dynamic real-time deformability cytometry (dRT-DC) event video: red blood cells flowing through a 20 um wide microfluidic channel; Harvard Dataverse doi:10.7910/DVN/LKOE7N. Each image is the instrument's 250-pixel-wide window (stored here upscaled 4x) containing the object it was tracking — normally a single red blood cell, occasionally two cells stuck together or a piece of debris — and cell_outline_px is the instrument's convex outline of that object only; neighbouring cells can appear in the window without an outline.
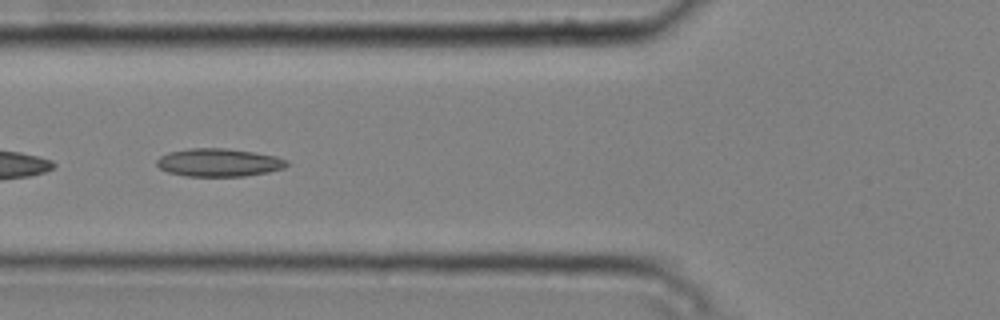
{"species": "common noctule bat (a hibernating species)", "species_latin": "Nyctalus noctula", "temperature_condition": "cold", "stored_images_in_passage": 7, "camera_frame_rate_fps": 3000, "um_per_image_px": 0.085, "animal": {"sex": "male", "body_mass_g": 20.4}, "frame": {"image": 1, "passage_image": 5, "time_ms": 1.333, "image_size_px": [1000, 320], "cell_outline_px": [[288, 164], [284, 168], [268, 172], [244, 176], [184, 176], [168, 172], [160, 168], [156, 164], [156, 160], [160, 156], [168, 152], [188, 148], [228, 148], [276, 156], [288, 160]], "centroid_in_image_um": [18.58, 13.81], "position_along_channel_um": 107.2, "area_um2": 21.33}}
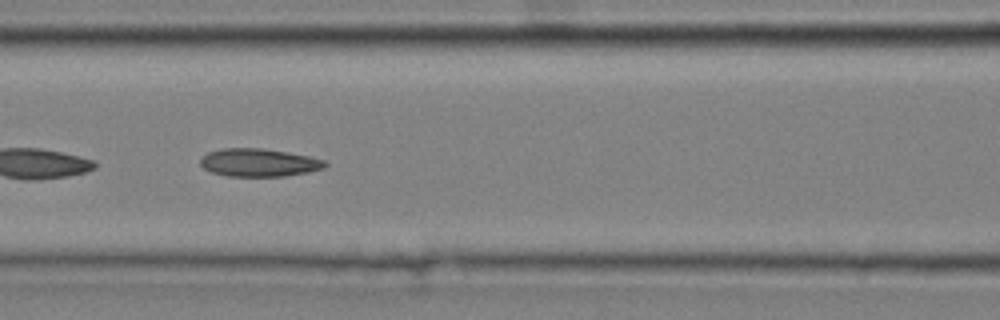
{"frame": {"image": 2, "passage_image": 6, "time_ms": 1.667, "image_size_px": [1000, 320], "cell_outline_px": [[328, 164], [324, 168], [308, 172], [284, 176], [228, 176], [212, 172], [204, 168], [200, 164], [200, 160], [208, 152], [224, 148], [264, 148], [288, 152], [308, 156], [324, 160]], "centroid_in_image_um": [22.02, 13.81], "position_along_channel_um": 144.6, "area_um2": 20.23}}
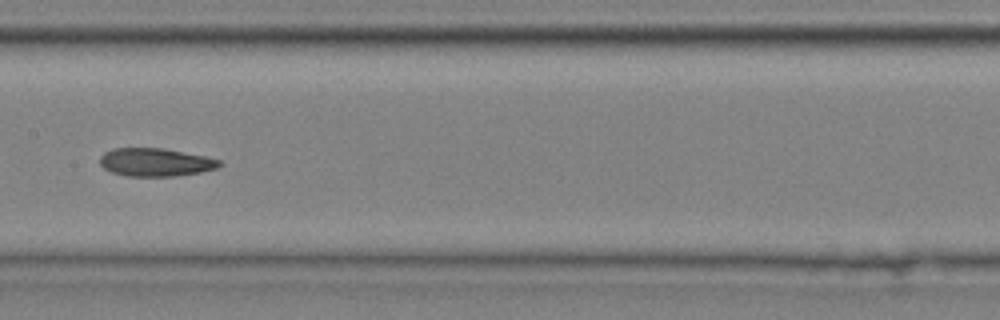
{"frame": {"image": 3, "passage_image": 7, "time_ms": 2.0, "image_size_px": [1000, 320], "cell_outline_px": [[224, 164], [216, 168], [200, 172], [176, 176], [128, 176], [112, 172], [104, 168], [100, 164], [100, 156], [104, 152], [112, 148], [164, 148], [204, 156], [220, 160]], "centroid_in_image_um": [13.21, 13.78], "position_along_channel_um": 194.2, "area_um2": 19.59}}